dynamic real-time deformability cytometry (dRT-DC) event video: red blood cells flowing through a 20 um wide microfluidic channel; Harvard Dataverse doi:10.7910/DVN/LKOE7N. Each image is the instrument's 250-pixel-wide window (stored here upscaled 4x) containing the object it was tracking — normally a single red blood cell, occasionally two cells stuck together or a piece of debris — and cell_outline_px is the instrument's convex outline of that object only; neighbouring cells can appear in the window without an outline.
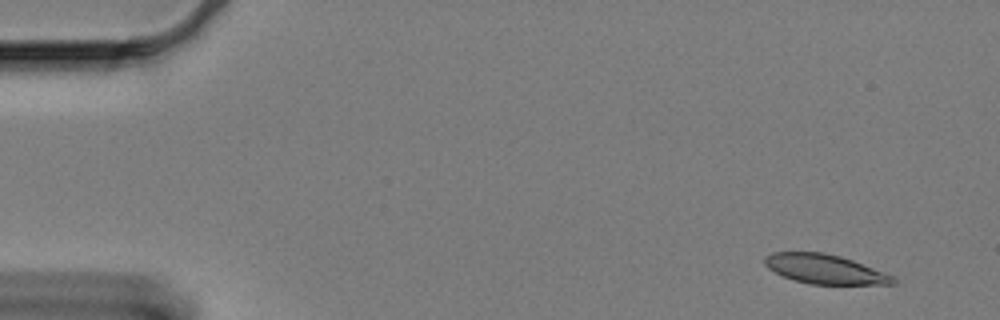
{"species": "Egyptian fruit bat (a non-hibernating species)", "species_latin": "Rousettus aegyptiacus", "temperature_condition": "cold", "stored_images_in_passage": 57, "camera_frame_rate_fps": 3000, "um_per_image_px": 0.085, "animal": {"sex": "female"}, "frame": {"image": 1, "passage_image": 1, "time_ms": 0.0, "image_size_px": [1000, 320], "cell_outline_px": [[896, 284], [808, 284], [792, 280], [768, 268], [764, 264], [764, 256], [772, 252], [824, 252], [840, 256], [852, 260], [892, 276], [896, 280]], "centroid_in_image_um": [70.05, 22.87], "position_along_channel_um": 15.0, "area_um2": 21.79}}
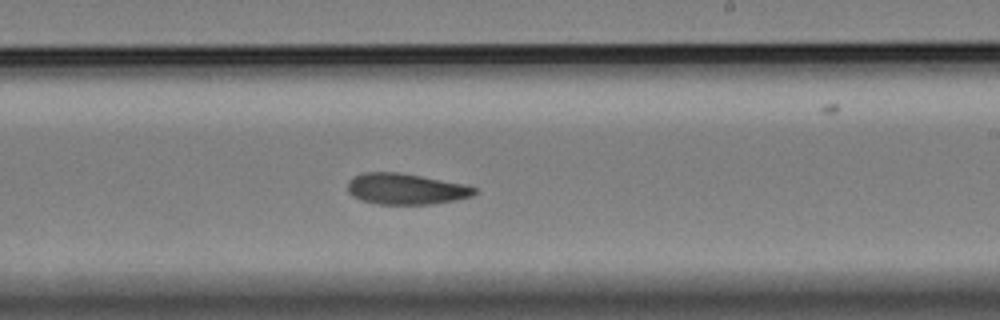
{"frame": {"image": 2, "passage_image": 33, "time_ms": 10.667, "image_size_px": [1000, 320], "cell_outline_px": [[476, 192], [472, 196], [456, 200], [432, 204], [376, 204], [360, 200], [352, 196], [348, 192], [348, 180], [352, 176], [364, 172], [400, 172], [464, 184], [476, 188]], "centroid_in_image_um": [34.45, 16.06], "position_along_channel_um": 254.5, "area_um2": 23.06}}
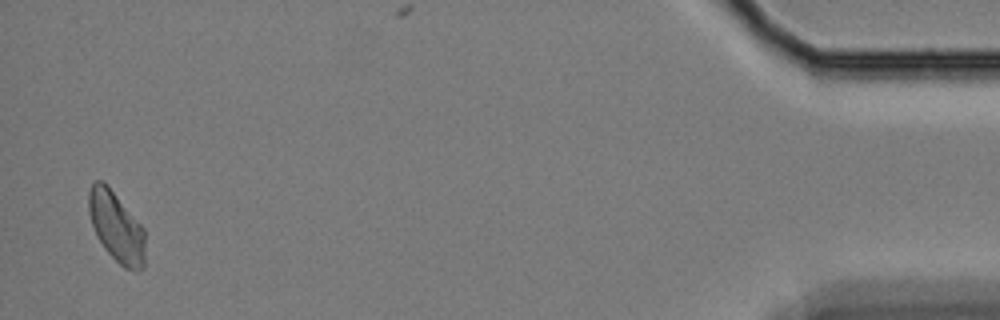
{"frame": {"image": 3, "passage_image": 56, "time_ms": 18.333, "image_size_px": [1000, 320], "cell_outline_px": [[144, 268], [136, 272], [124, 268], [104, 248], [96, 236], [88, 212], [88, 192], [92, 184], [96, 180], [100, 180], [112, 192], [144, 228]], "centroid_in_image_um": [9.88, 19.34], "position_along_channel_um": 425.3, "area_um2": 22.66}}